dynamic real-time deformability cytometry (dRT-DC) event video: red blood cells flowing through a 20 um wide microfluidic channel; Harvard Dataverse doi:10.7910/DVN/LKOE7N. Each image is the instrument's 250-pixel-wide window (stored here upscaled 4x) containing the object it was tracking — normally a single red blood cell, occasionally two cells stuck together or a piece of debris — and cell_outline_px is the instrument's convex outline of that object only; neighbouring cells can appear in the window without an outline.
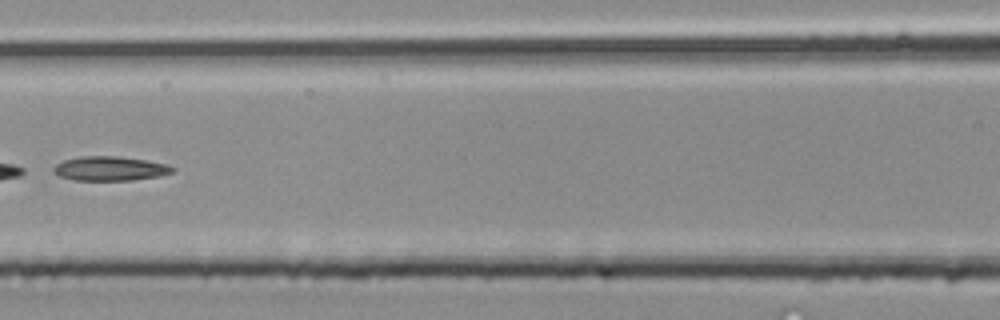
{"species": "common noctule bat (a hibernating species)", "species_latin": "Nyctalus noctula", "temperature_condition": "room temperature", "stored_images_in_passage": 41, "camera_frame_rate_fps": 3000, "um_per_image_px": 0.085, "animal": {"sex": "male", "body_mass_g": 20.4}, "frame": {"image": 1, "passage_image": 18, "time_ms": 5.667, "image_size_px": [1000, 320], "cell_outline_px": [[176, 168], [172, 172], [160, 176], [132, 180], [72, 180], [60, 176], [52, 172], [52, 168], [56, 164], [64, 160], [80, 156], [120, 156], [168, 164]], "centroid_in_image_um": [9.34, 14.32], "position_along_channel_um": 157.3, "area_um2": 16.94}}
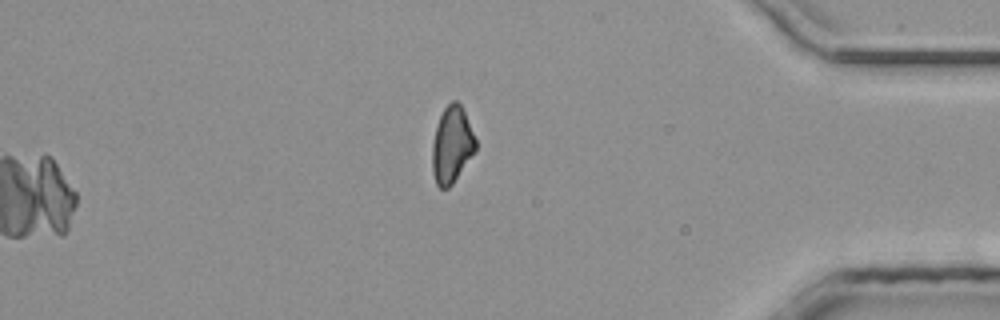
{"frame": {"image": 2, "passage_image": 41, "time_ms": 13.333, "image_size_px": [1000, 320], "cell_outline_px": [[476, 152], [452, 184], [448, 188], [440, 188], [436, 184], [432, 172], [432, 144], [436, 128], [440, 116], [444, 108], [452, 100], [456, 100], [464, 108], [476, 140]], "centroid_in_image_um": [38.42, 12.31], "position_along_channel_um": 396.8, "area_um2": 19.54}}